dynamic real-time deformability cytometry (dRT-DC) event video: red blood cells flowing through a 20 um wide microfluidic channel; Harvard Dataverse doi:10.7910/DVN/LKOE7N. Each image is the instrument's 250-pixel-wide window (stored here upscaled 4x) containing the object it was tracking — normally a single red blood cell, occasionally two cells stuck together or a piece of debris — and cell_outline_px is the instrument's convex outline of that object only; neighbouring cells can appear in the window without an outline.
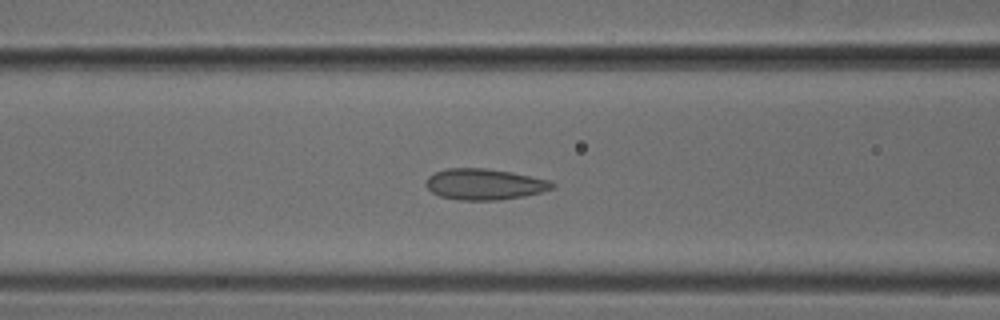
{"species": "common noctule bat (a hibernating species)", "species_latin": "Nyctalus noctula", "temperature_condition": "cold", "stored_images_in_passage": 45, "camera_frame_rate_fps": 3000, "um_per_image_px": 0.085, "animal": {"sex": "male", "body_mass_g": 18.8}, "frame": {"image": 1, "passage_image": 21, "time_ms": 6.667, "image_size_px": [1000, 320], "cell_outline_px": [[556, 184], [552, 188], [540, 192], [524, 196], [500, 200], [460, 200], [440, 196], [432, 192], [424, 184], [428, 176], [436, 172], [448, 168], [484, 168], [508, 172], [552, 180]], "centroid_in_image_um": [41.17, 15.66], "position_along_channel_um": 125.4, "area_um2": 22.72}}
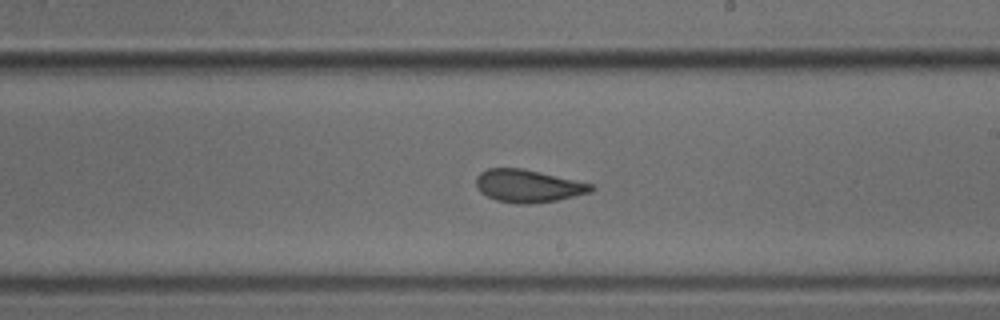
{"frame": {"image": 2, "passage_image": 30, "time_ms": 9.667, "image_size_px": [1000, 320], "cell_outline_px": [[596, 188], [592, 192], [556, 200], [528, 204], [516, 204], [496, 200], [480, 192], [476, 184], [476, 176], [480, 172], [488, 168], [524, 168], [592, 184]], "centroid_in_image_um": [44.88, 15.8], "position_along_channel_um": 244.1, "area_um2": 21.91}}
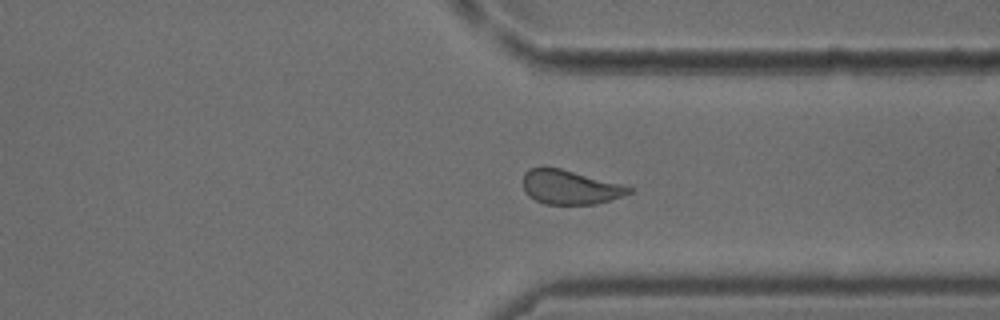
{"frame": {"image": 3, "passage_image": 39, "time_ms": 12.667, "image_size_px": [1000, 320], "cell_outline_px": [[636, 188], [632, 192], [596, 204], [544, 204], [528, 196], [524, 192], [524, 172], [528, 168], [544, 164], [624, 184]], "centroid_in_image_um": [48.42, 15.87], "position_along_channel_um": 363.0, "area_um2": 21.56}}